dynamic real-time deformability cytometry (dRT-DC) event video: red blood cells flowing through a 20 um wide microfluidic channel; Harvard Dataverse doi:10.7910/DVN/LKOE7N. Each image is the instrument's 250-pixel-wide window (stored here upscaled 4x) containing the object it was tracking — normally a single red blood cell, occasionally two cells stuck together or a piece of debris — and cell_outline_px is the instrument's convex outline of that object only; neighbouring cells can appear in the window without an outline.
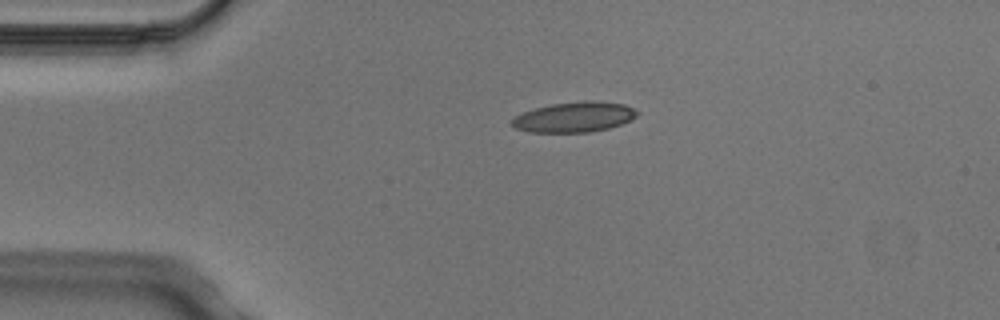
{"species": "Egyptian fruit bat (a non-hibernating species)", "species_latin": "Rousettus aegyptiacus", "temperature_condition": "cold", "stored_images_in_passage": 5, "camera_frame_rate_fps": 3000, "um_per_image_px": 0.085, "animal": {"sex": "male"}, "frame": {"image": 1, "passage_image": 5, "time_ms": 1.333, "image_size_px": [1000, 320], "cell_outline_px": [[640, 112], [636, 116], [620, 124], [608, 128], [592, 132], [528, 132], [516, 128], [508, 124], [508, 120], [524, 112], [536, 108], [552, 104], [584, 100], [592, 100], [624, 104]], "centroid_in_image_um": [48.77, 9.95], "position_along_channel_um": 36.2, "area_um2": 22.08}}